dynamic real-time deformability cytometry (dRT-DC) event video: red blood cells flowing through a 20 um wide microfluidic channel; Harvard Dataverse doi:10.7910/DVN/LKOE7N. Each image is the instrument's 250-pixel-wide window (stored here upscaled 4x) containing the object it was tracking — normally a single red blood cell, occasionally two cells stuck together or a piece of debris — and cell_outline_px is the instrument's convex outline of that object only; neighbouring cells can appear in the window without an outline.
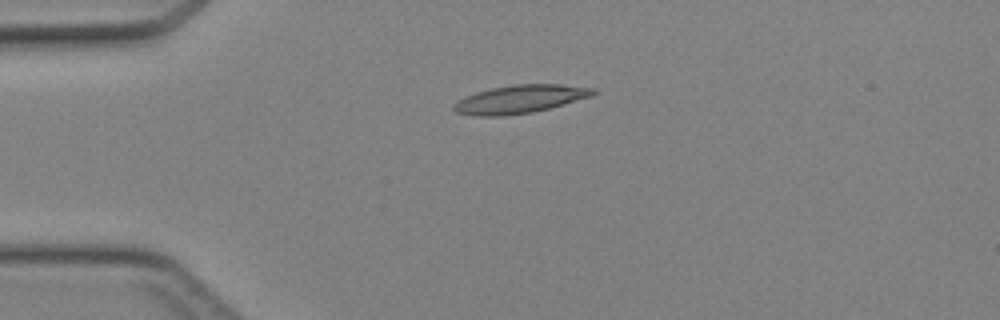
{"species": "Egyptian fruit bat (a non-hibernating species)", "species_latin": "Rousettus aegyptiacus", "temperature_condition": "cold", "stored_images_in_passage": 35, "camera_frame_rate_fps": 3000, "um_per_image_px": 0.085, "animal": {"sex": "female"}, "frame": {"image": 1, "passage_image": 1, "time_ms": 0.0, "image_size_px": [1000, 320], "cell_outline_px": [[600, 92], [592, 96], [548, 108], [532, 112], [500, 116], [480, 116], [456, 112], [452, 108], [452, 104], [464, 96], [476, 92], [492, 88], [512, 84], [560, 84], [596, 88]], "centroid_in_image_um": [44.21, 8.41], "position_along_channel_um": 40.8, "area_um2": 22.89}}
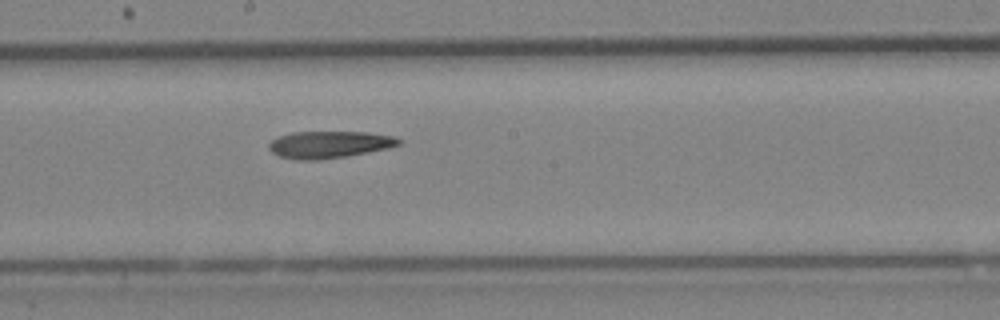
{"frame": {"image": 2, "passage_image": 15, "time_ms": 4.667, "image_size_px": [1000, 320], "cell_outline_px": [[404, 140], [400, 144], [388, 148], [348, 156], [320, 160], [296, 160], [280, 156], [272, 152], [268, 148], [268, 144], [276, 136], [292, 132], [368, 132], [392, 136]], "centroid_in_image_um": [27.97, 12.29], "position_along_channel_um": 220.2, "area_um2": 20.63}}
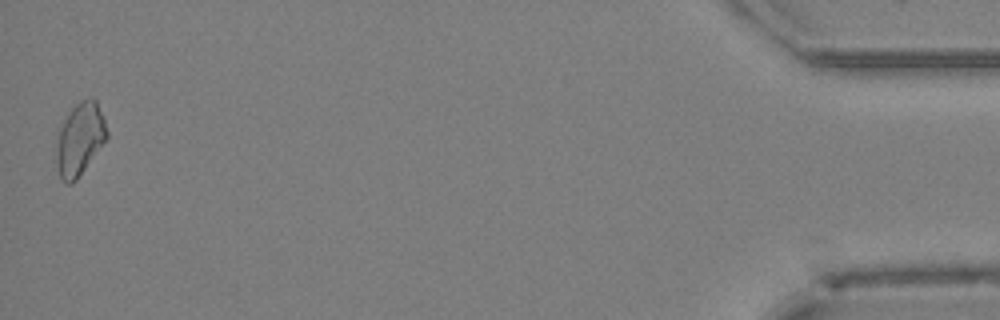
{"frame": {"image": 3, "passage_image": 35, "time_ms": 11.333, "image_size_px": [1000, 320], "cell_outline_px": [[108, 136], [76, 180], [72, 184], [68, 184], [60, 180], [56, 160], [56, 132], [68, 112], [80, 100], [92, 96], [96, 100], [104, 116], [108, 132]], "centroid_in_image_um": [6.76, 11.79], "position_along_channel_um": 428.4, "area_um2": 21.62}}